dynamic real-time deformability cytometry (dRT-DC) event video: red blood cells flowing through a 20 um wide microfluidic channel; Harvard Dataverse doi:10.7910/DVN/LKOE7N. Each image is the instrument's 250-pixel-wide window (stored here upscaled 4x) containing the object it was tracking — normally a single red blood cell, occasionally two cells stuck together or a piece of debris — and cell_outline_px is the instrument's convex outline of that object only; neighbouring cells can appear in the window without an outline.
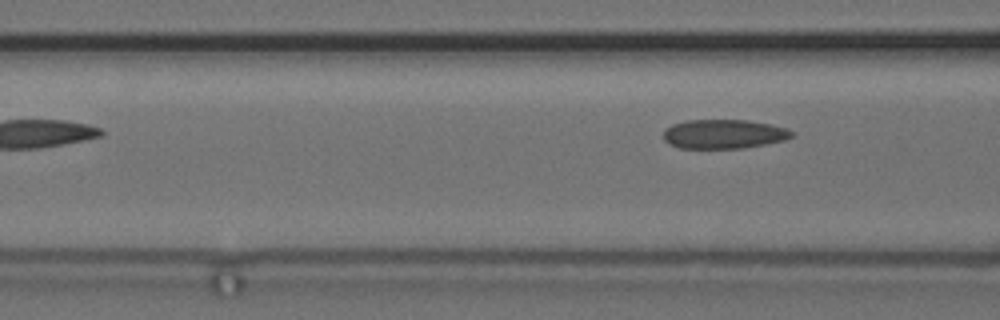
{"species": "common noctule bat (a hibernating species)", "species_latin": "Nyctalus noctula", "temperature_condition": "cold", "stored_images_in_passage": 3, "camera_frame_rate_fps": 3000, "um_per_image_px": 0.085, "animal": {"sex": "female", "body_mass_g": 24.6, "forearm_length_mm": 56.2}, "frame": {"image": 1, "passage_image": 3, "time_ms": 2.667, "image_size_px": [1000, 320], "cell_outline_px": [[796, 132], [792, 136], [784, 140], [744, 148], [680, 148], [668, 144], [664, 140], [664, 128], [672, 124], [688, 120], [748, 120], [772, 124], [788, 128]], "centroid_in_image_um": [61.53, 11.38], "position_along_channel_um": 105.1, "area_um2": 22.02}}